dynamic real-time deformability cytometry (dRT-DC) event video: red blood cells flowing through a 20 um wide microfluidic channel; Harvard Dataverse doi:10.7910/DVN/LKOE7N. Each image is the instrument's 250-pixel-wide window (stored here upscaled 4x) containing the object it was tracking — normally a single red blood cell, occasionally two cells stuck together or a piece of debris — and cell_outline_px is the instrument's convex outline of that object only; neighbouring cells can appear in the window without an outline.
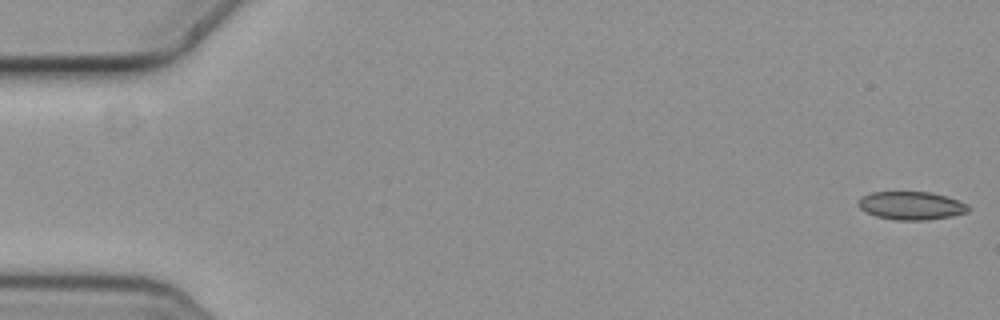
{"species": "common noctule bat (a hibernating species)", "species_latin": "Nyctalus noctula", "temperature_condition": "cold", "stored_images_in_passage": 56, "camera_frame_rate_fps": 3000, "um_per_image_px": 0.085, "animal": {"sex": "female", "body_mass_g": 19.3, "forearm_length_mm": 54.1}, "frame": {"image": 1, "passage_image": 1, "time_ms": 0.0, "image_size_px": [1000, 320], "cell_outline_px": [[968, 212], [952, 216], [924, 220], [896, 220], [876, 216], [860, 208], [856, 204], [856, 200], [872, 192], [928, 192], [944, 196], [968, 204]], "centroid_in_image_um": [77.42, 17.48], "position_along_channel_um": 7.6, "area_um2": 17.86}}
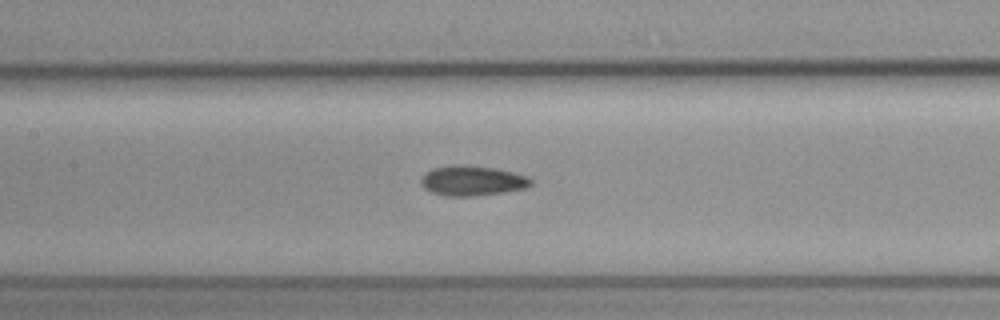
{"frame": {"image": 2, "passage_image": 27, "time_ms": 8.667, "image_size_px": [1000, 320], "cell_outline_px": [[532, 184], [524, 188], [504, 192], [476, 196], [444, 196], [432, 192], [424, 188], [420, 184], [420, 180], [432, 168], [456, 164], [464, 164], [496, 168], [528, 176], [532, 180]], "centroid_in_image_um": [40.14, 15.35], "position_along_channel_um": 167.3, "area_um2": 19.31}}
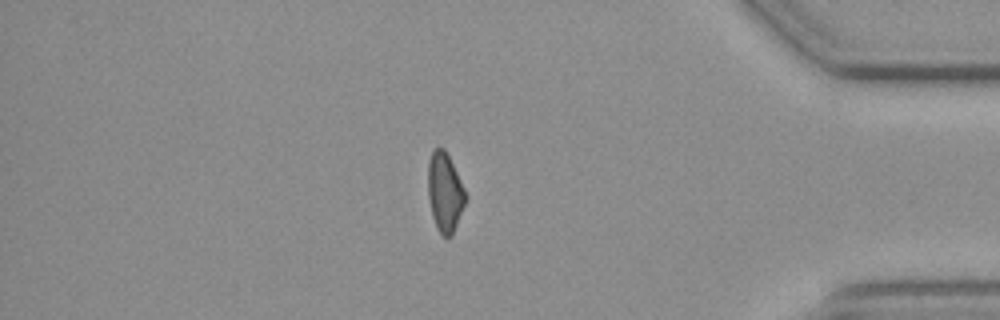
{"frame": {"image": 3, "passage_image": 49, "time_ms": 16.0, "image_size_px": [1000, 320], "cell_outline_px": [[464, 204], [452, 236], [444, 236], [436, 228], [432, 216], [428, 196], [428, 160], [432, 152], [436, 148], [444, 148], [464, 188]], "centroid_in_image_um": [37.77, 16.35], "position_along_channel_um": 397.4, "area_um2": 16.82}}